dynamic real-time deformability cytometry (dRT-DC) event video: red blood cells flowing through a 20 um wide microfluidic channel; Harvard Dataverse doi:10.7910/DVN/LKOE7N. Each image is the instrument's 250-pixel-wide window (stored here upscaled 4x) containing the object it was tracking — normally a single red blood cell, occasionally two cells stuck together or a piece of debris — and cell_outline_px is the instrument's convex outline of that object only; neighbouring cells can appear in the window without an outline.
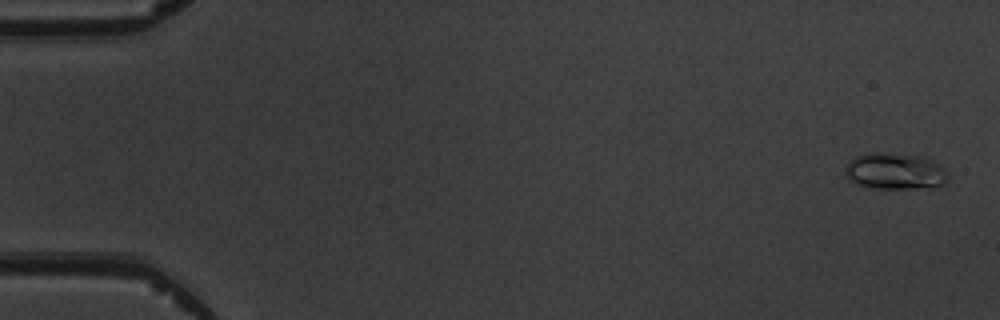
{"species": "common noctule bat (a hibernating species)", "species_latin": "Nyctalus noctula", "temperature_condition": "warm", "stored_images_in_passage": 5, "camera_frame_rate_fps": 3000, "um_per_image_px": 0.085, "animal": {"sex": "male", "body_mass_g": 19.5, "forearm_length_mm": 54.6}, "frame": {"image": 1, "passage_image": 1, "time_ms": 0.0, "image_size_px": [1000, 320], "cell_outline_px": [[948, 180], [944, 184], [912, 188], [872, 188], [856, 184], [848, 180], [844, 172], [844, 168], [848, 160], [856, 156], [872, 152], [884, 152], [920, 156], [932, 160], [940, 164], [944, 168], [948, 176]], "centroid_in_image_um": [76.02, 14.54], "position_along_channel_um": 9.0, "area_um2": 21.96}}